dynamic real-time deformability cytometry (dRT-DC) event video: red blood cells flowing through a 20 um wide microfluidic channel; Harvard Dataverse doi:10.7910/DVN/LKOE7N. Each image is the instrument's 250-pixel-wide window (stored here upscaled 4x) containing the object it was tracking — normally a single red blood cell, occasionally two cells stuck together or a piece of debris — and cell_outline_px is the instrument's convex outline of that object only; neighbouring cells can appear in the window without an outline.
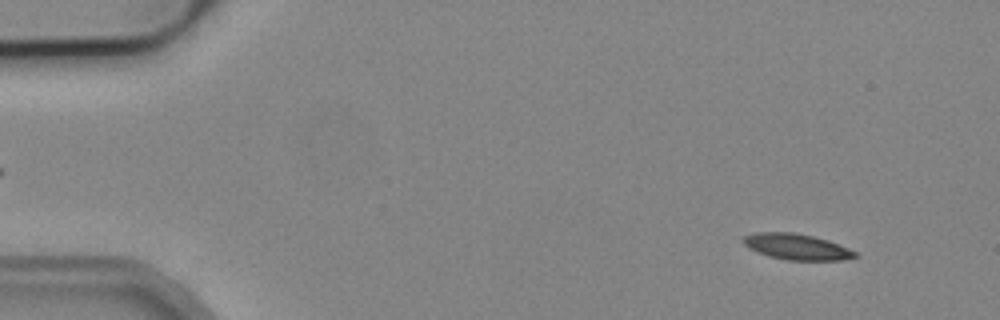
{"species": "common noctule bat (a hibernating species)", "species_latin": "Nyctalus noctula", "temperature_condition": "cold", "stored_images_in_passage": 3, "camera_frame_rate_fps": 3000, "um_per_image_px": 0.085, "animal": {"sex": "male", "body_mass_g": 19.2, "forearm_length_mm": 51.8}, "frame": {"image": 1, "passage_image": 1, "time_ms": 0.0, "image_size_px": [1000, 320], "cell_outline_px": [[860, 256], [840, 260], [788, 260], [768, 256], [756, 252], [748, 248], [744, 244], [744, 236], [756, 232], [792, 232], [812, 236], [828, 240], [848, 248], [856, 252]], "centroid_in_image_um": [67.71, 20.98], "position_along_channel_um": 17.3, "area_um2": 16.82}}
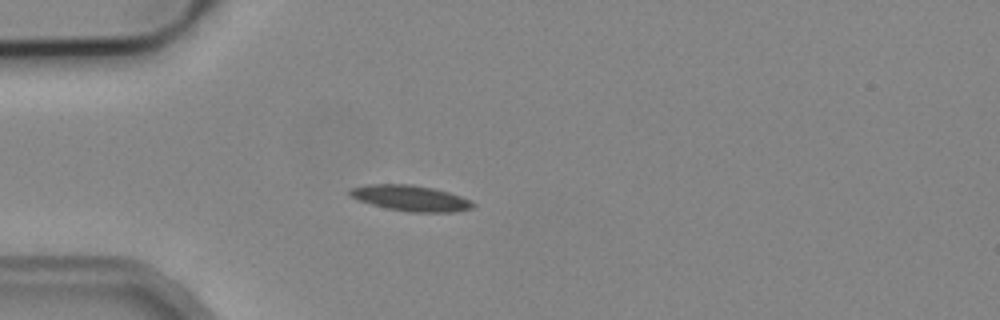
{"frame": {"image": 2, "passage_image": 3, "time_ms": 3.333, "image_size_px": [1000, 320], "cell_outline_px": [[476, 204], [472, 208], [452, 212], [408, 212], [388, 208], [356, 200], [348, 192], [348, 188], [368, 184], [412, 184], [432, 188], [448, 192], [472, 200]], "centroid_in_image_um": [34.89, 16.84], "position_along_channel_um": 50.1, "area_um2": 18.5}}